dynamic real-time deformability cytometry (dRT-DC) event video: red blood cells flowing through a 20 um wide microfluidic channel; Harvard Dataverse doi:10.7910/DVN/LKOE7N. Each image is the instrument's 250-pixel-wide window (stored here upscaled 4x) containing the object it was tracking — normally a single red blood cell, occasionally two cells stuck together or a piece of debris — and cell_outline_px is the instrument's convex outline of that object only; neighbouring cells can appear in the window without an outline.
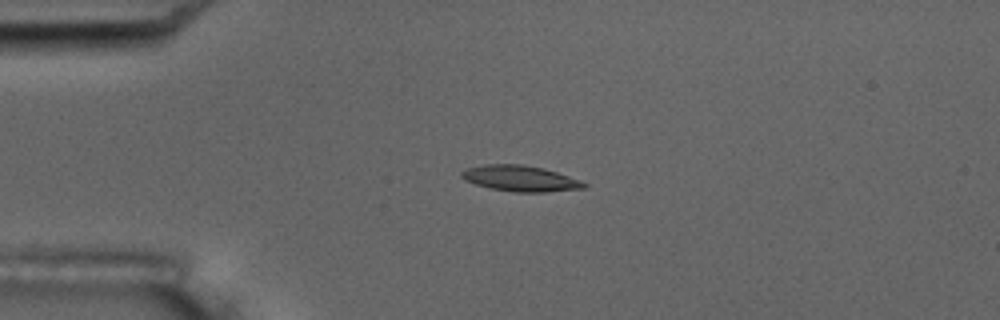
{"species": "common noctule bat (a hibernating species)", "species_latin": "Nyctalus noctula", "temperature_condition": "room temperature", "stored_images_in_passage": 4, "camera_frame_rate_fps": 3000, "um_per_image_px": 0.085, "animal": {"sex": "male", "body_mass_g": 17.5, "forearm_length_mm": 52.3}, "frame": {"image": 1, "passage_image": 3, "time_ms": 2.667, "image_size_px": [1000, 320], "cell_outline_px": [[588, 184], [584, 188], [544, 192], [512, 192], [492, 188], [476, 184], [464, 180], [460, 176], [460, 172], [468, 168], [484, 164], [520, 164], [544, 168], [580, 180]], "centroid_in_image_um": [44.21, 15.16], "position_along_channel_um": 40.8, "area_um2": 18.32}}